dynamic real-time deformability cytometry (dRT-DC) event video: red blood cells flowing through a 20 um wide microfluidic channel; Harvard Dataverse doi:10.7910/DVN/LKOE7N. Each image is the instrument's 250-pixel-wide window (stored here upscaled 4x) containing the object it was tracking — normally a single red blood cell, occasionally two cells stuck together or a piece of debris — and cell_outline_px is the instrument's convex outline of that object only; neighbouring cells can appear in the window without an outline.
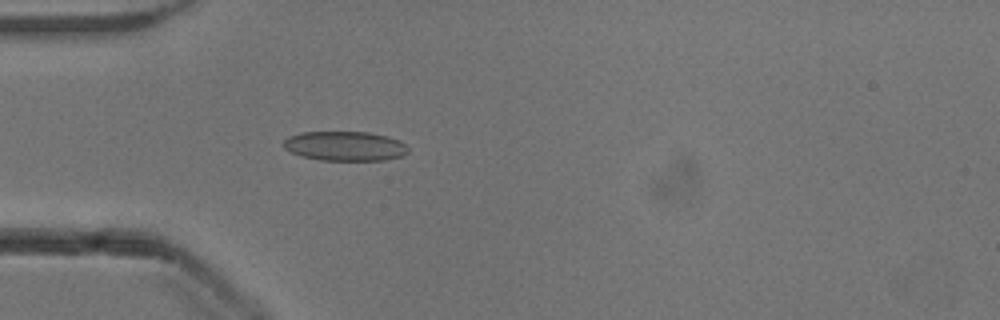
{"species": "common noctule bat (a hibernating species)", "species_latin": "Nyctalus noctula", "temperature_condition": "cold", "stored_images_in_passage": 53, "camera_frame_rate_fps": 3000, "um_per_image_px": 0.085, "animal": {"sex": "male", "body_mass_g": 13.3}, "frame": {"image": 1, "passage_image": 16, "time_ms": 5.0, "image_size_px": [1000, 320], "cell_outline_px": [[408, 152], [404, 156], [384, 160], [320, 160], [300, 156], [284, 148], [284, 140], [288, 136], [300, 132], [368, 132], [388, 136], [400, 140], [408, 148]], "centroid_in_image_um": [29.34, 12.41], "position_along_channel_um": 55.7, "area_um2": 21.56}}
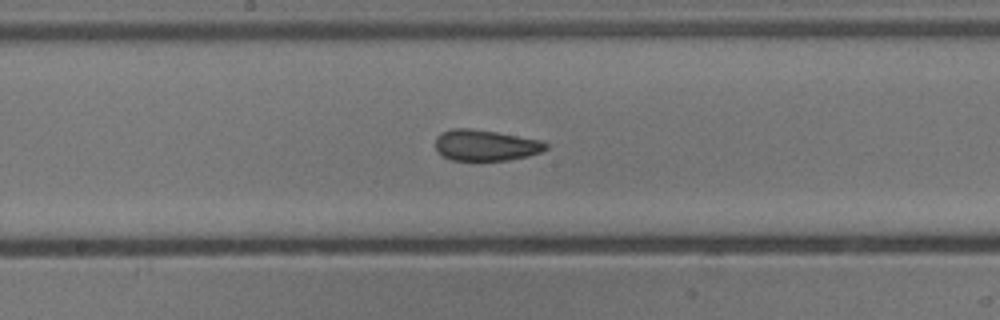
{"frame": {"image": 2, "passage_image": 28, "time_ms": 9.0, "image_size_px": [1000, 320], "cell_outline_px": [[548, 148], [540, 152], [528, 156], [508, 160], [452, 160], [436, 152], [436, 136], [440, 132], [452, 128], [468, 128], [496, 132], [540, 140], [548, 144]], "centroid_in_image_um": [41.24, 12.34], "position_along_channel_um": 207.0, "area_um2": 19.94}}
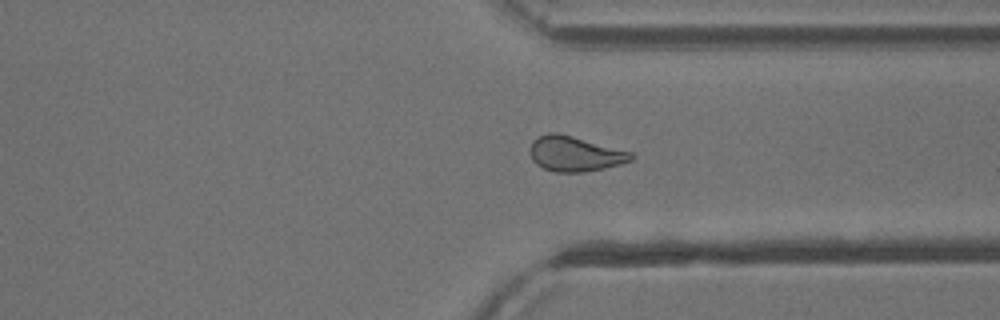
{"frame": {"image": 3, "passage_image": 40, "time_ms": 13.0, "image_size_px": [1000, 320], "cell_outline_px": [[636, 156], [632, 160], [620, 164], [604, 168], [584, 172], [556, 172], [544, 168], [536, 164], [532, 160], [528, 148], [532, 140], [536, 136], [548, 132], [556, 132], [572, 136], [632, 152]], "centroid_in_image_um": [48.83, 13.06], "position_along_channel_um": 362.6, "area_um2": 20.87}, "authors_computed_cell_mechanics": {"area_um2": 21.2704, "velocity_mm_per_s": 3.8975, "shape_relaxation_time_tau1_ms": 9.8923, "shape_relaxation_time_tau2_ms": 1.7821, "deformation_change_tau1": 0.1758, "deformation_change_tau2": 0.0862}}